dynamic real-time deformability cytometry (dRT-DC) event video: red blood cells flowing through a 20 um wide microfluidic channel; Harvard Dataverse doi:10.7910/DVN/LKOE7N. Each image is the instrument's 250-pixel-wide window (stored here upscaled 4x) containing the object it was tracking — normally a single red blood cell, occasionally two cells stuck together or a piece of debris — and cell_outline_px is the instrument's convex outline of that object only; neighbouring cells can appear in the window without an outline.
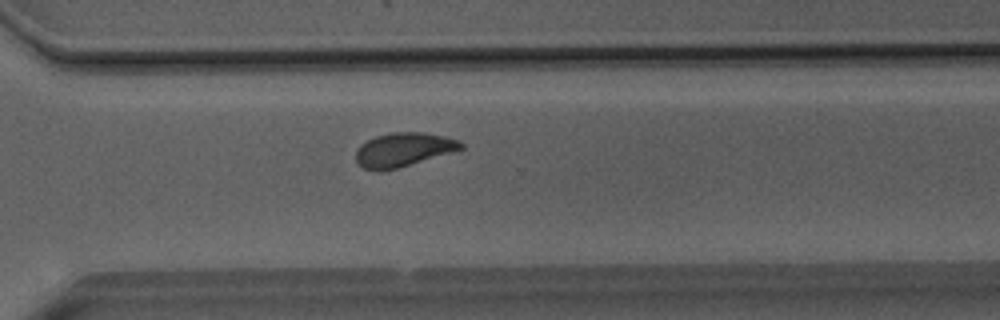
{"species": "Egyptian fruit bat (a non-hibernating species)", "species_latin": "Rousettus aegyptiacus", "temperature_condition": "room temperature", "stored_images_in_passage": 36, "camera_frame_rate_fps": 3000, "um_per_image_px": 0.085, "animal": {"sex": "male"}, "frame": {"image": 1, "passage_image": 22, "time_ms": 7.0, "image_size_px": [1000, 320], "cell_outline_px": [[464, 148], [452, 152], [396, 168], [380, 172], [376, 172], [364, 168], [356, 160], [356, 152], [360, 144], [376, 136], [396, 132], [424, 132], [444, 136], [460, 140], [464, 144]], "centroid_in_image_um": [34.29, 12.72], "position_along_channel_um": 336.3, "area_um2": 20.63}}
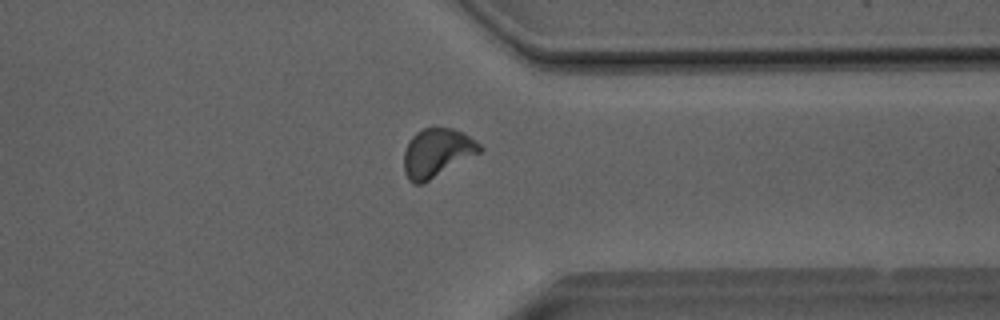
{"frame": {"image": 2, "passage_image": 25, "time_ms": 8.0, "image_size_px": [1000, 320], "cell_outline_px": [[484, 148], [480, 152], [428, 180], [420, 184], [412, 184], [408, 180], [404, 172], [404, 152], [412, 136], [416, 132], [424, 128], [452, 128], [464, 132], [476, 140]], "centroid_in_image_um": [37.14, 12.97], "position_along_channel_um": 374.3, "area_um2": 21.21}}
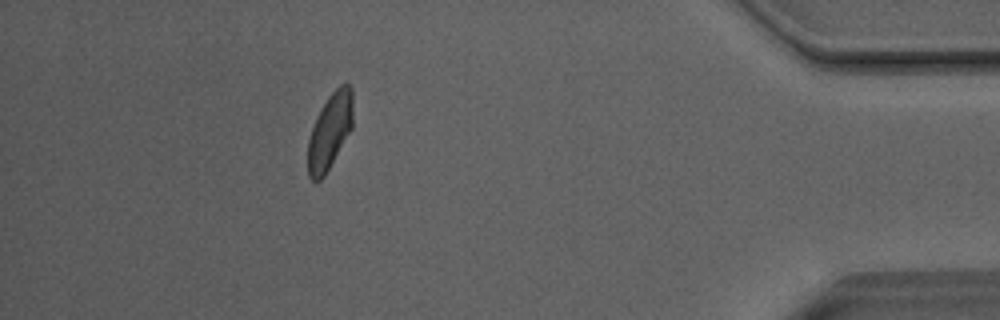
{"frame": {"image": 3, "passage_image": 31, "time_ms": 10.0, "image_size_px": [1000, 320], "cell_outline_px": [[352, 128], [324, 176], [320, 180], [312, 180], [308, 176], [308, 140], [316, 116], [320, 108], [328, 96], [340, 84], [348, 84], [352, 88]], "centroid_in_image_um": [28.03, 11.13], "position_along_channel_um": 407.2, "area_um2": 19.77}, "authors_computed_cell_mechanics": {"area_um2": 20.4323, "velocity_mm_per_s": 4.0351, "shape_relaxation_time_tau1_ms": 7.1986, "shape_relaxation_time_tau2_ms": 1.4108, "deformation_change_tau1": 0.1634, "deformation_change_tau2": 0.07}}